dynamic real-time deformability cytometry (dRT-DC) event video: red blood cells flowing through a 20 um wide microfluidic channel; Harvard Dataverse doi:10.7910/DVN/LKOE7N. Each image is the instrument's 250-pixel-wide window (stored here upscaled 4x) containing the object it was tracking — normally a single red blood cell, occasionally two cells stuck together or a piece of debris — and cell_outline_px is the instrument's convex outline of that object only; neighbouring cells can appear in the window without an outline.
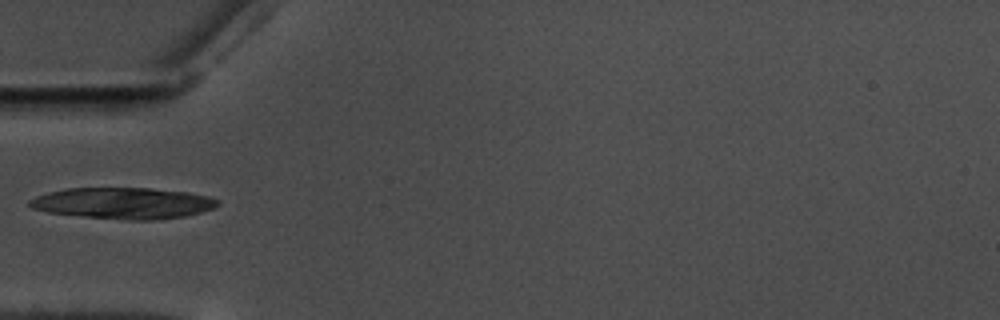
{"species": "common noctule bat (a hibernating species)", "species_latin": "Nyctalus noctula", "temperature_condition": "warm", "stored_images_in_passage": 25, "camera_frame_rate_fps": 3000, "um_per_image_px": 0.085, "animal": {"sex": "male", "body_mass_g": 17.5, "forearm_length_mm": 52.3}, "frame": {"image": 1, "passage_image": 1, "time_ms": 0.0, "image_size_px": [1000, 320], "cell_outline_px": [[220, 204], [212, 208], [200, 212], [184, 216], [152, 220], [128, 220], [84, 216], [48, 212], [32, 208], [28, 204], [28, 200], [36, 196], [48, 192], [68, 188], [148, 188], [188, 192], [208, 196], [220, 200]], "centroid_in_image_um": [10.47, 17.26], "position_along_channel_um": 74.5, "area_um2": 34.1}}